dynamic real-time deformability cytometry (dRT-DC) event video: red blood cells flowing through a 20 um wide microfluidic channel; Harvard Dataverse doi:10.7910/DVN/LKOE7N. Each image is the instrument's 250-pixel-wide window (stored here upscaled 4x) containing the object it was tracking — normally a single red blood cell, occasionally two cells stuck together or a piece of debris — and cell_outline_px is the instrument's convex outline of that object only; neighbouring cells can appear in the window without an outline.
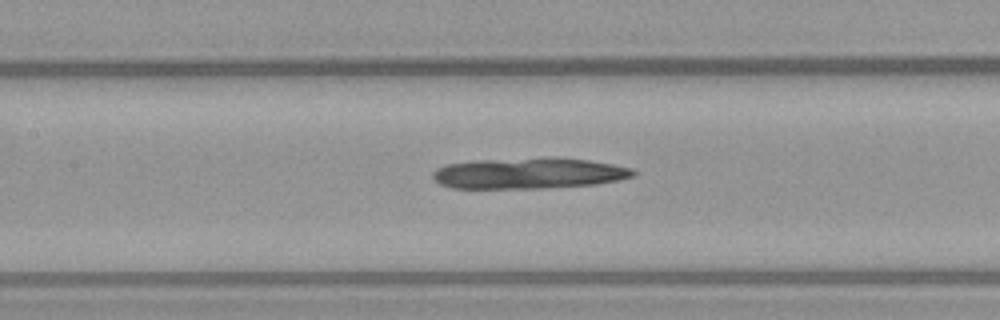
{"species": "common noctule bat (a hibernating species)", "species_latin": "Nyctalus noctula", "temperature_condition": "warm", "stored_images_in_passage": 42, "camera_frame_rate_fps": 3000, "um_per_image_px": 0.085, "animal": {"sex": "female", "body_mass_g": 21.9}, "frame": {"image": 1, "passage_image": 25, "time_ms": 8.0, "image_size_px": [1000, 320], "cell_outline_px": [[636, 172], [632, 176], [616, 180], [596, 184], [544, 188], [452, 188], [440, 184], [432, 176], [432, 172], [436, 168], [448, 164], [472, 160], [556, 156], [588, 160], [612, 164], [632, 168]], "centroid_in_image_um": [44.93, 14.71], "position_along_channel_um": 162.5, "area_um2": 36.47}}
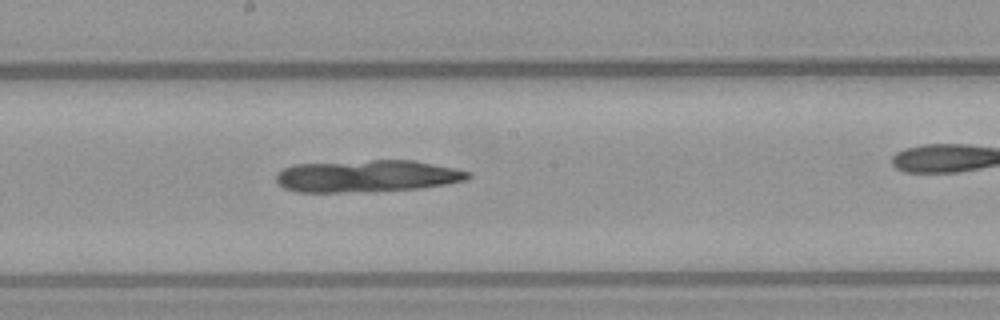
{"frame": {"image": 2, "passage_image": 29, "time_ms": 9.333, "image_size_px": [1000, 320], "cell_outline_px": [[472, 176], [468, 180], [448, 184], [416, 188], [368, 192], [296, 192], [284, 188], [276, 180], [276, 172], [292, 164], [372, 160], [412, 160], [472, 172]], "centroid_in_image_um": [31.18, 14.97], "position_along_channel_um": 217.0, "area_um2": 36.07}}